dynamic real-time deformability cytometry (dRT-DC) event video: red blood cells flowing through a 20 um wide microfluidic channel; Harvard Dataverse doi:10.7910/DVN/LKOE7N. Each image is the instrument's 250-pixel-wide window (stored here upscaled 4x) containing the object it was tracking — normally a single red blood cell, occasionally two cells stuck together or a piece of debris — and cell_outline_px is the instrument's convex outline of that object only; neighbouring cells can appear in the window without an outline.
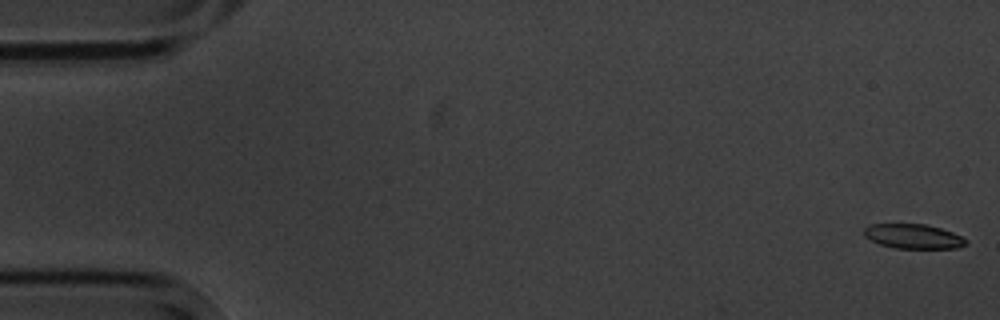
{"species": "common noctule bat (a hibernating species)", "species_latin": "Nyctalus noctula", "temperature_condition": "cold", "stored_images_in_passage": 5, "camera_frame_rate_fps": 3000, "um_per_image_px": 0.085, "animal": {"sex": "male", "body_mass_g": 20.1, "forearm_length_mm": 53.5}, "frame": {"image": 1, "passage_image": 1, "time_ms": 0.0, "image_size_px": [1000, 320], "cell_outline_px": [[968, 244], [956, 248], [896, 248], [880, 244], [864, 236], [864, 228], [868, 224], [924, 224], [940, 228], [952, 232], [968, 240]], "centroid_in_image_um": [77.63, 20.09], "position_along_channel_um": 7.4, "area_um2": 14.51}}